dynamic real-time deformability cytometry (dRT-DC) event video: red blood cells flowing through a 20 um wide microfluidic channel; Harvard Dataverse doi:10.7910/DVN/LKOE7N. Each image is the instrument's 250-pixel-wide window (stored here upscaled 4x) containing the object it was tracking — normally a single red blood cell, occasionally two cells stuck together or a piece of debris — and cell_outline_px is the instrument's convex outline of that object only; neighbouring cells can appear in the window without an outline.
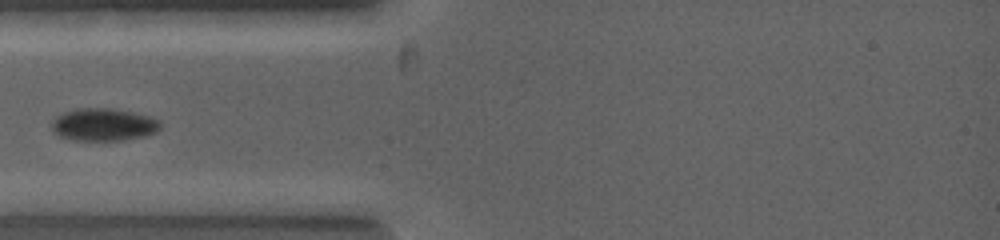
{"species": "common noctule bat (a hibernating species)", "species_latin": "Nyctalus noctula", "temperature_condition": "warm", "stored_images_in_passage": 10, "camera_frame_rate_fps": 5000, "um_per_image_px": 0.085, "animal": {"sex": "female", "body_mass_g": 19.0, "forearm_length_mm": 53.3}, "frame": {"image": 1, "passage_image": 5, "time_ms": 1.2, "image_size_px": [1000, 240], "cell_outline_px": [[160, 128], [156, 132], [144, 136], [124, 140], [72, 140], [60, 136], [52, 128], [52, 120], [56, 116], [64, 112], [76, 108], [112, 108], [132, 112], [148, 116], [160, 120]], "centroid_in_image_um": [8.8, 10.58], "position_along_channel_um": 76.2, "area_um2": 20.58}}
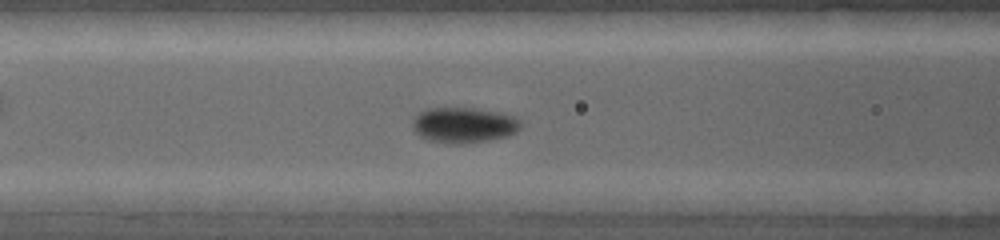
{"frame": {"image": 2, "passage_image": 9, "time_ms": 2.0, "image_size_px": [1000, 240], "cell_outline_px": [[520, 128], [516, 132], [508, 136], [488, 140], [464, 144], [456, 144], [428, 140], [420, 136], [412, 128], [412, 120], [420, 112], [436, 108], [472, 108], [496, 112], [512, 116], [520, 120]], "centroid_in_image_um": [39.41, 10.65], "position_along_channel_um": 127.2, "area_um2": 22.14}}